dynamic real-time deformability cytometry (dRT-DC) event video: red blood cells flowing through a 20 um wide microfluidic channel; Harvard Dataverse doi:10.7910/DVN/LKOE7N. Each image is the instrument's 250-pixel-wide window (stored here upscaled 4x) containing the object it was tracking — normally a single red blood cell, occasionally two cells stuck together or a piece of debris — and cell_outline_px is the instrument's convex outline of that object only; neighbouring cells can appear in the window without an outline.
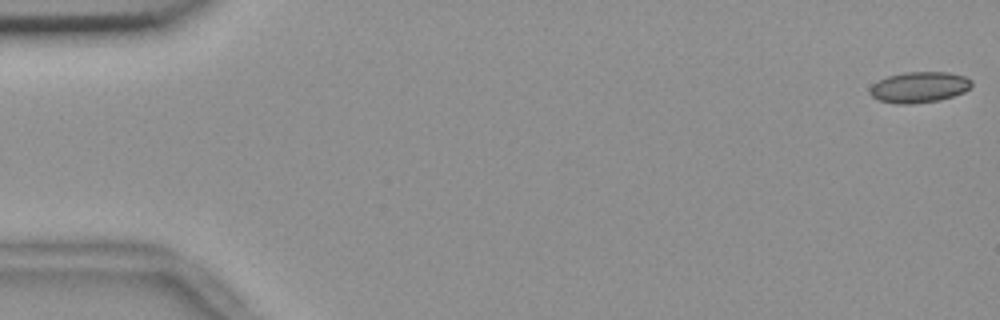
{"species": "common noctule bat (a hibernating species)", "species_latin": "Nyctalus noctula", "temperature_condition": "room temperature", "stored_images_in_passage": 54, "camera_frame_rate_fps": 3000, "um_per_image_px": 0.085, "animal": {"sex": "female", "body_mass_g": 18.4}, "frame": {"image": 1, "passage_image": 1, "time_ms": 0.0, "image_size_px": [1000, 320], "cell_outline_px": [[972, 84], [964, 92], [940, 100], [912, 104], [896, 104], [880, 100], [872, 96], [868, 92], [872, 84], [888, 76], [904, 72], [948, 72], [964, 76], [972, 80]], "centroid_in_image_um": [78.12, 7.41], "position_along_channel_um": 6.9, "area_um2": 18.26}}
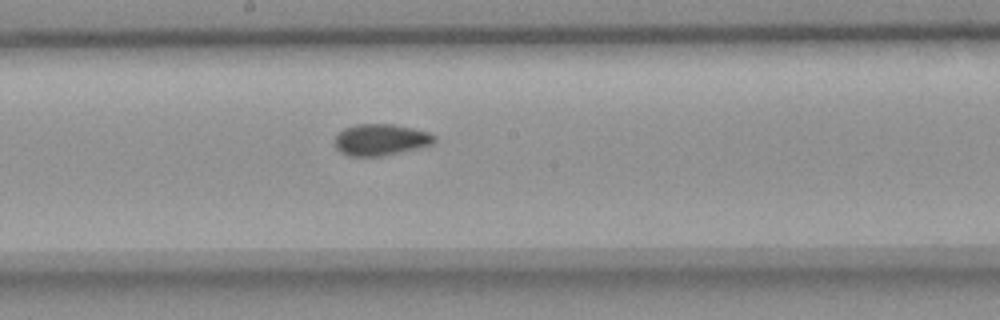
{"frame": {"image": 2, "passage_image": 30, "time_ms": 9.667, "image_size_px": [1000, 320], "cell_outline_px": [[436, 140], [432, 144], [400, 152], [380, 156], [348, 156], [340, 152], [336, 148], [332, 140], [336, 132], [344, 128], [356, 124], [392, 124], [412, 128], [428, 132], [436, 136]], "centroid_in_image_um": [32.28, 11.87], "position_along_channel_um": 215.9, "area_um2": 18.44}}
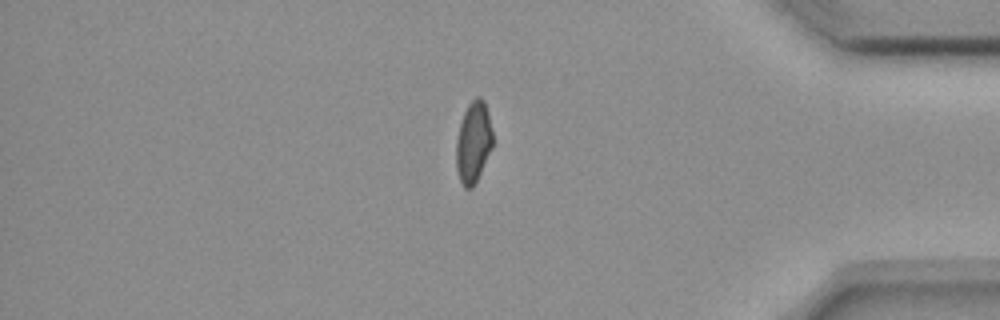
{"frame": {"image": 3, "passage_image": 47, "time_ms": 15.333, "image_size_px": [1000, 320], "cell_outline_px": [[492, 148], [472, 188], [464, 188], [460, 180], [456, 168], [456, 140], [460, 124], [464, 112], [468, 104], [476, 96], [480, 96], [484, 100], [488, 112], [492, 132]], "centroid_in_image_um": [40.23, 12.06], "position_along_channel_um": 395.0, "area_um2": 17.17}}